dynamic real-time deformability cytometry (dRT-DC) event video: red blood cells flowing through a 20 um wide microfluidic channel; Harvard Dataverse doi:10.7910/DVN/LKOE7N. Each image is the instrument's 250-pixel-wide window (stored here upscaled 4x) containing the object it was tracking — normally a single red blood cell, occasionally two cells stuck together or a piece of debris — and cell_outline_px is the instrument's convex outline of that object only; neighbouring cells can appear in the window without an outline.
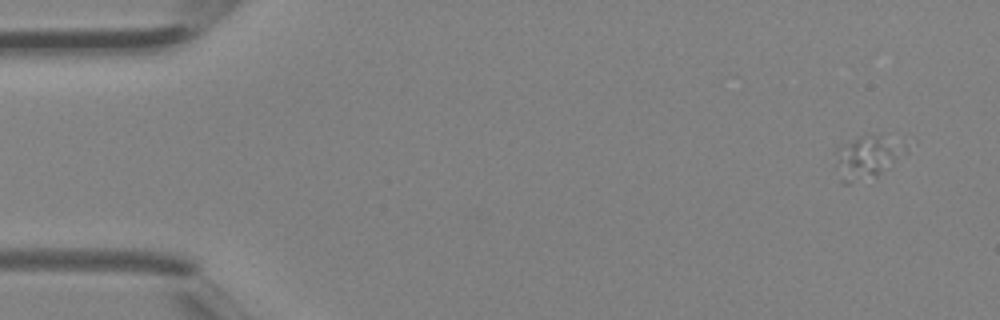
{"species": "Egyptian fruit bat (a non-hibernating species)", "species_latin": "Rousettus aegyptiacus", "temperature_condition": "room temperature", "stored_images_in_passage": 2, "segment_of_instrument_passage": [2, 2], "camera_frame_rate_fps": 3000, "um_per_image_px": 0.085, "animal": {"sex": "female"}, "frame": {"image": 1, "passage_image": 2, "time_ms": 0.333, "image_size_px": [1000, 320], "cell_outline_px": [[900, 152], [892, 164], [888, 168], [876, 176], [848, 184], [844, 184], [840, 180], [836, 148], [860, 136], [880, 132]], "centroid_in_image_um": [73.53, 13.4], "position_along_channel_um": 11.5, "area_um2": 16.07}}